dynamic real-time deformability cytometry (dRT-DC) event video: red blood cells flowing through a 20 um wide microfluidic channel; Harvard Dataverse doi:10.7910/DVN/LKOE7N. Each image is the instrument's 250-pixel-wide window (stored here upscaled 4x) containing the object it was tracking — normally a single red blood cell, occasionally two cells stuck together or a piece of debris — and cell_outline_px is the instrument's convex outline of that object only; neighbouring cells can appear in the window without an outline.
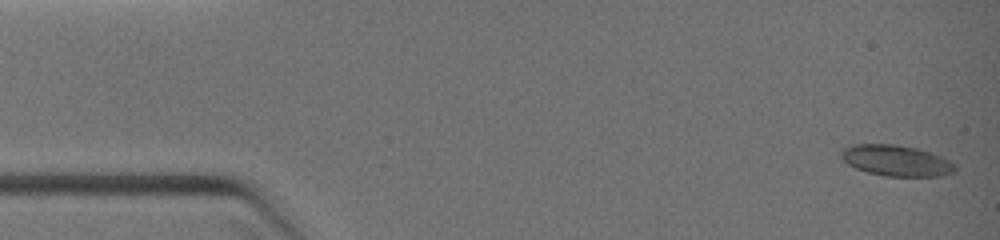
{"species": "common noctule bat (a hibernating species)", "species_latin": "Nyctalus noctula", "temperature_condition": "warm", "stored_images_in_passage": 6, "camera_frame_rate_fps": 3000, "um_per_image_px": 0.085, "animal": {"sex": "female", "body_mass_g": 19.0, "forearm_length_mm": 51.5}, "frame": {"image": 1, "passage_image": 1, "time_ms": 0.0, "image_size_px": [1000, 240], "cell_outline_px": [[956, 172], [940, 176], [884, 176], [868, 172], [856, 168], [848, 164], [840, 156], [840, 152], [844, 148], [852, 144], [892, 144], [916, 148], [940, 156], [956, 164]], "centroid_in_image_um": [76.18, 13.65], "position_along_channel_um": 8.8, "area_um2": 20.46}}
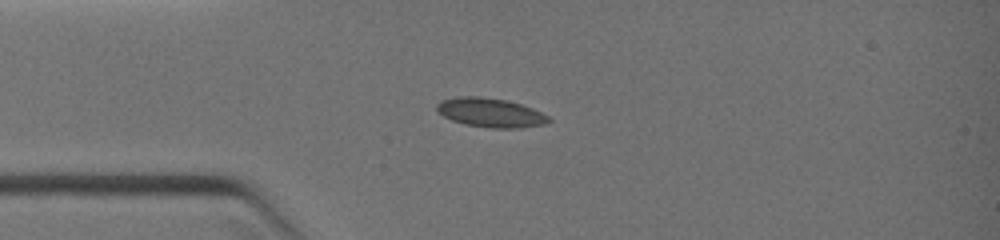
{"frame": {"image": 2, "passage_image": 5, "time_ms": 2.667, "image_size_px": [1000, 240], "cell_outline_px": [[552, 120], [548, 124], [520, 128], [488, 128], [464, 124], [452, 120], [436, 112], [436, 104], [444, 100], [460, 96], [480, 96], [504, 100], [520, 104], [532, 108], [548, 116]], "centroid_in_image_um": [41.7, 9.59], "position_along_channel_um": 43.3, "area_um2": 19.02}}